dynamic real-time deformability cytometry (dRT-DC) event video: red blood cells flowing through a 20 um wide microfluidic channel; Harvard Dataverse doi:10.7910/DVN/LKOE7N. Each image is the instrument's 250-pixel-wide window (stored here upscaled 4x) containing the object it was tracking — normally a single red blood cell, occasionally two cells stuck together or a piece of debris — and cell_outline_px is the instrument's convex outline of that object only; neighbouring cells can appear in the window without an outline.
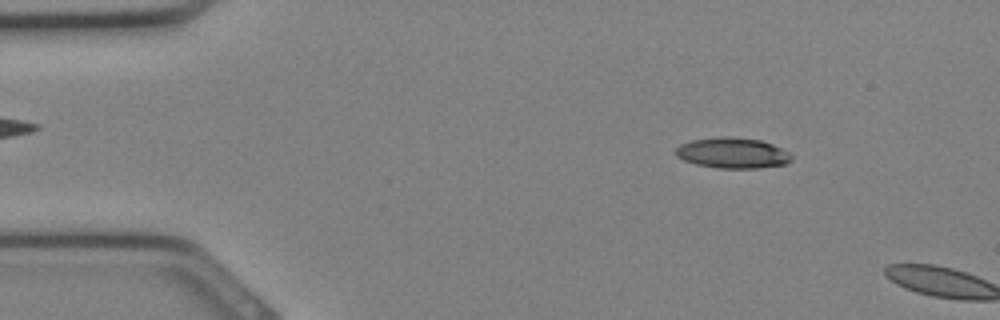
{"species": "Egyptian fruit bat (a non-hibernating species)", "species_latin": "Rousettus aegyptiacus", "temperature_condition": "cold", "stored_images_in_passage": 5, "camera_frame_rate_fps": 3000, "um_per_image_px": 0.085, "animal": {"sex": "female"}, "frame": {"image": 1, "passage_image": 4, "time_ms": 1.0, "image_size_px": [1000, 320], "cell_outline_px": [[792, 160], [784, 164], [760, 168], [716, 168], [696, 164], [684, 160], [676, 156], [676, 148], [680, 144], [692, 140], [720, 136], [724, 136], [760, 140], [772, 144], [788, 152], [792, 156]], "centroid_in_image_um": [62.25, 13.0], "position_along_channel_um": 22.7, "area_um2": 20.58}}